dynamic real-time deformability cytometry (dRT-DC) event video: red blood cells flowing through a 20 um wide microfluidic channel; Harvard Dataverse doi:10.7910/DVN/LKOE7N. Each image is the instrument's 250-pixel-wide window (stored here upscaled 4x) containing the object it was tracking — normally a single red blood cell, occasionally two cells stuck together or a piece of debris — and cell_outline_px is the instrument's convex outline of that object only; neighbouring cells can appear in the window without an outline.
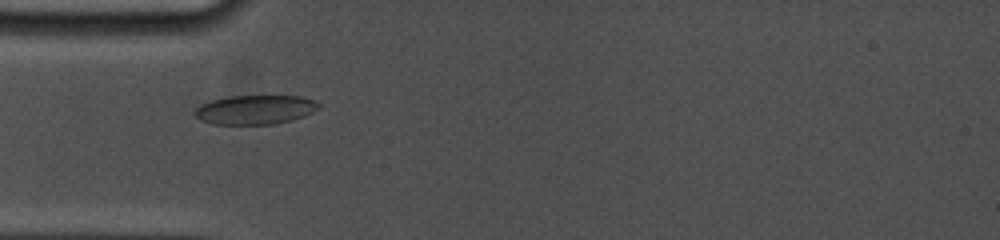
{"species": "common noctule bat (a hibernating species)", "species_latin": "Nyctalus noctula", "temperature_condition": "cold", "stored_images_in_passage": 20, "camera_frame_rate_fps": 5000, "um_per_image_px": 0.085, "animal": {"sex": "female", "body_mass_g": 19.0, "forearm_length_mm": 53.3}, "frame": {"image": 1, "passage_image": 12, "time_ms": 4.2, "image_size_px": [1000, 240], "cell_outline_px": [[320, 108], [304, 116], [292, 120], [276, 124], [212, 124], [200, 120], [192, 112], [200, 104], [212, 100], [228, 96], [300, 96], [312, 100], [320, 104]], "centroid_in_image_um": [21.66, 9.33], "position_along_channel_um": 63.3, "area_um2": 21.15}}
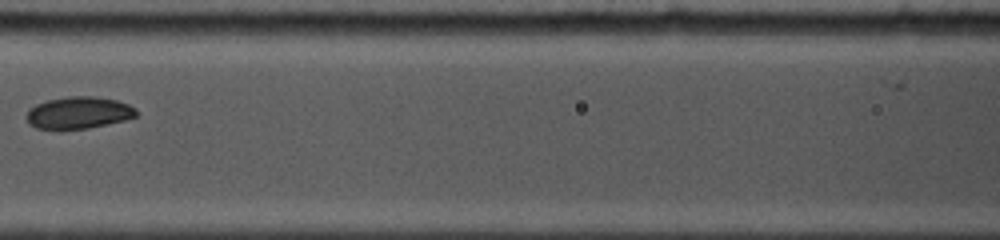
{"frame": {"image": 2, "passage_image": 17, "time_ms": 6.8, "image_size_px": [1000, 240], "cell_outline_px": [[136, 116], [124, 120], [88, 128], [36, 128], [28, 124], [24, 116], [36, 104], [48, 100], [68, 96], [96, 96], [116, 100], [128, 104], [136, 108]], "centroid_in_image_um": [6.67, 9.57], "position_along_channel_um": 159.9, "area_um2": 20.23}}
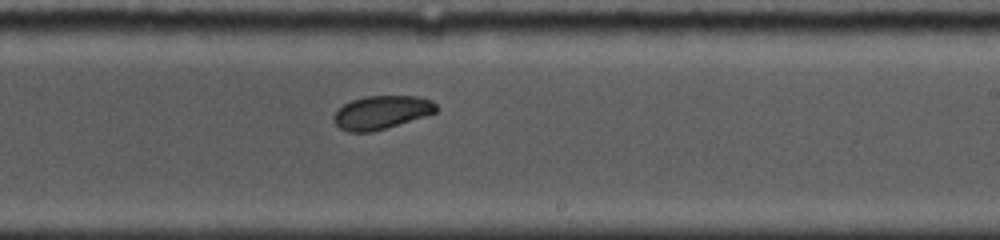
{"frame": {"image": 3, "passage_image": 20, "time_ms": 9.4, "image_size_px": [1000, 240], "cell_outline_px": [[440, 108], [436, 112], [372, 132], [348, 132], [340, 128], [332, 120], [332, 116], [344, 104], [352, 100], [368, 96], [416, 96], [432, 100]], "centroid_in_image_um": [32.42, 9.55], "position_along_channel_um": 256.6, "area_um2": 19.77}}